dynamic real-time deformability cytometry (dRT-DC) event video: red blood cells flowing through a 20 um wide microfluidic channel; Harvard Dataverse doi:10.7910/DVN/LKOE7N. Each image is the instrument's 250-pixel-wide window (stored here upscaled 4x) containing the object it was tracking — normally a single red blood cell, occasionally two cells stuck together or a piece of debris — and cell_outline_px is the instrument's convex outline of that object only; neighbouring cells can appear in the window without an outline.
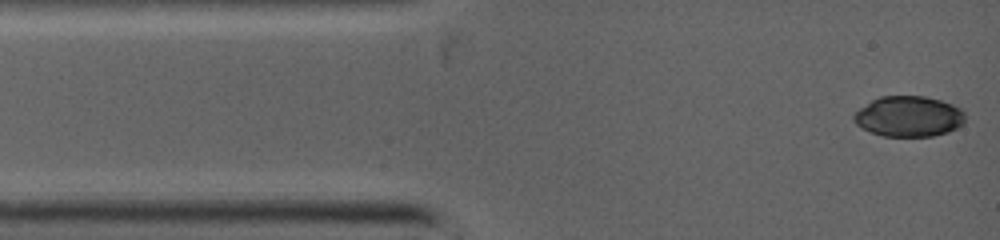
{"species": "common noctule bat (a hibernating species)", "species_latin": "Nyctalus noctula", "temperature_condition": "warm", "stored_images_in_passage": 33, "camera_frame_rate_fps": 5000, "um_per_image_px": 0.085, "animal": {"sex": "female", "body_mass_g": 19.0, "forearm_length_mm": 53.3}, "frame": {"image": 1, "passage_image": 1, "time_ms": 0.0, "image_size_px": [1000, 240], "cell_outline_px": [[964, 124], [948, 132], [932, 136], [884, 136], [872, 132], [856, 124], [852, 120], [852, 116], [860, 108], [872, 100], [880, 96], [924, 96], [940, 100], [952, 104], [960, 108], [964, 112]], "centroid_in_image_um": [77.25, 9.89], "position_along_channel_um": 7.7, "area_um2": 26.24}}
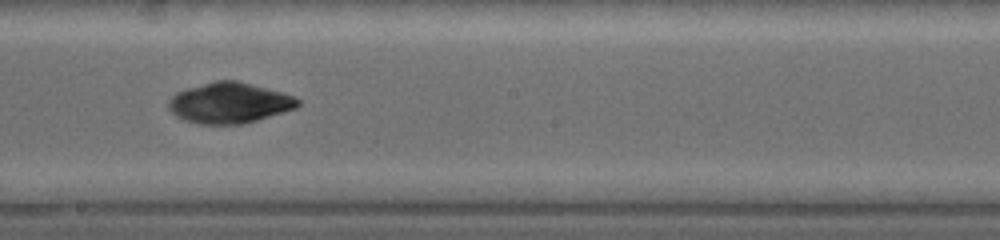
{"frame": {"image": 2, "passage_image": 19, "time_ms": 5.8, "image_size_px": [1000, 240], "cell_outline_px": [[300, 104], [296, 108], [244, 124], [200, 124], [184, 120], [176, 116], [168, 108], [168, 100], [176, 92], [188, 88], [216, 80], [236, 80], [280, 92], [292, 96], [300, 100]], "centroid_in_image_um": [19.47, 8.75], "position_along_channel_um": 228.7, "area_um2": 30.4}}
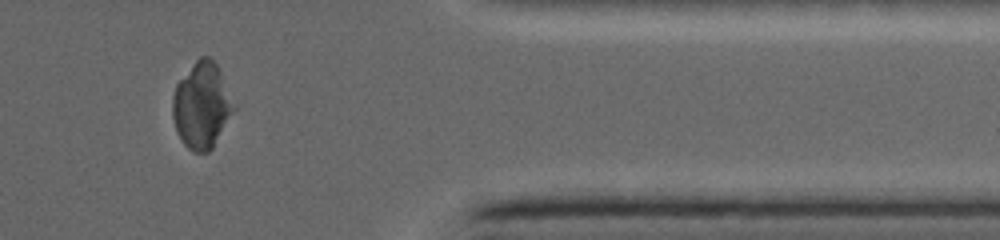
{"frame": {"image": 3, "passage_image": 33, "time_ms": 9.6, "image_size_px": [1000, 240], "cell_outline_px": [[236, 108], [212, 148], [208, 152], [192, 152], [184, 144], [176, 132], [172, 116], [172, 96], [176, 84], [192, 64], [200, 56], [208, 56], [216, 64], [236, 104]], "centroid_in_image_um": [17.14, 8.97], "position_along_channel_um": 394.3, "area_um2": 30.75}}